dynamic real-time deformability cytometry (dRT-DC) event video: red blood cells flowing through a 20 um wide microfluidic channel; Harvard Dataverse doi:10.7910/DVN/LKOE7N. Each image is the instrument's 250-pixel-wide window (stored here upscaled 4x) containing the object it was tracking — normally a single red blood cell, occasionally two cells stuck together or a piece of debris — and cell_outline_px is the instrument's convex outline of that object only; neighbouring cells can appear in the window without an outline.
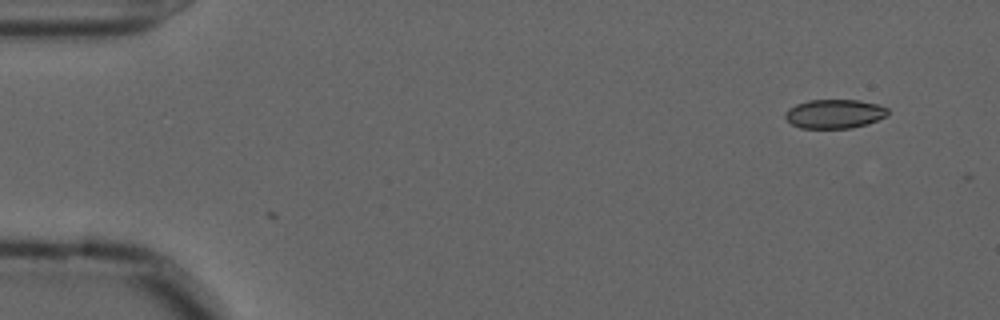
{"species": "common noctule bat (a hibernating species)", "species_latin": "Nyctalus noctula", "temperature_condition": "cold", "stored_images_in_passage": 3, "camera_frame_rate_fps": 3000, "um_per_image_px": 0.085, "animal": {"sex": "male", "forearm_length_mm": 52.5}, "frame": {"image": 1, "passage_image": 1, "time_ms": 0.0, "image_size_px": [1000, 320], "cell_outline_px": [[888, 112], [884, 116], [868, 124], [848, 128], [800, 128], [792, 124], [784, 116], [784, 112], [788, 108], [796, 104], [808, 100], [860, 100], [876, 104], [888, 108]], "centroid_in_image_um": [70.89, 9.67], "position_along_channel_um": 14.1, "area_um2": 17.28}}